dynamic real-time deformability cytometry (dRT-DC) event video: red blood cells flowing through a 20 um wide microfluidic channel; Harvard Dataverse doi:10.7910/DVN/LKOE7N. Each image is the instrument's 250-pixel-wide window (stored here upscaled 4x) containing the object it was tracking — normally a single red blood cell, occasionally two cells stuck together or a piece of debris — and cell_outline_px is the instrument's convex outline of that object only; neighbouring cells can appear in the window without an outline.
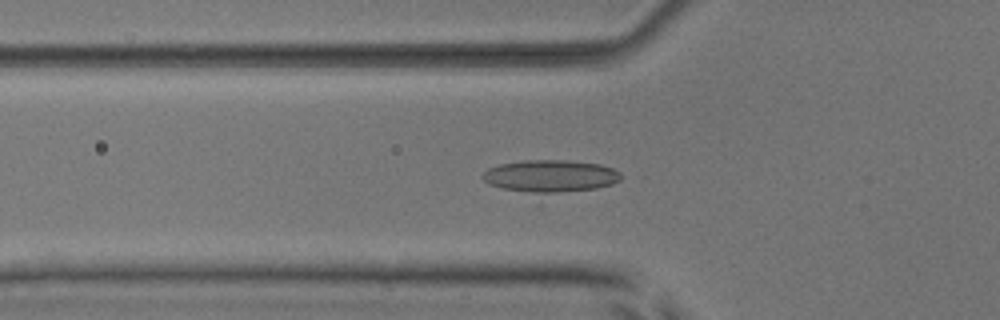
{"species": "common noctule bat (a hibernating species)", "species_latin": "Nyctalus noctula", "temperature_condition": "room temperature", "stored_images_in_passage": 54, "camera_frame_rate_fps": 3000, "um_per_image_px": 0.085, "animal": {"sex": "male", "body_mass_g": 17.9, "forearm_length_mm": 54.2}, "frame": {"image": 1, "passage_image": 19, "time_ms": 6.0, "image_size_px": [1000, 320], "cell_outline_px": [[620, 180], [612, 184], [540, 208], [488, 184], [480, 176], [488, 168], [500, 164], [524, 160], [564, 160], [600, 164], [612, 168], [620, 172]], "centroid_in_image_um": [46.68, 15.26], "position_along_channel_um": 79.1, "area_um2": 31.5}}
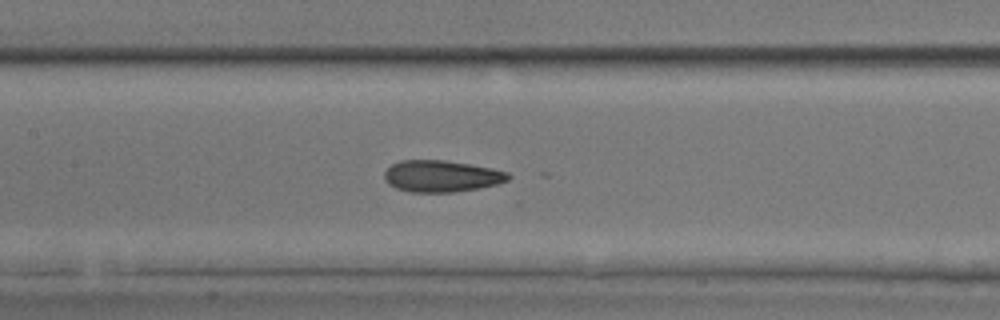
{"frame": {"image": 2, "passage_image": 26, "time_ms": 8.333, "image_size_px": [1000, 320], "cell_outline_px": [[512, 176], [508, 180], [496, 184], [480, 188], [452, 192], [408, 192], [396, 188], [388, 184], [384, 180], [384, 172], [392, 164], [400, 160], [444, 160], [492, 168], [508, 172]], "centroid_in_image_um": [37.51, 14.97], "position_along_channel_um": 169.9, "area_um2": 22.89}}
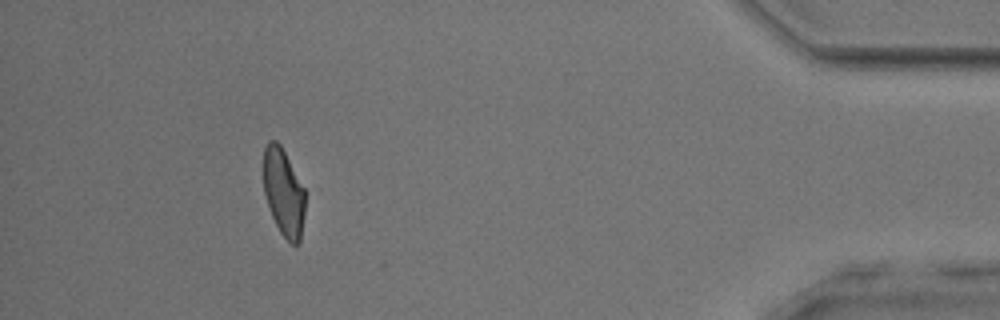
{"frame": {"image": 3, "passage_image": 49, "time_ms": 16.0, "image_size_px": [1000, 320], "cell_outline_px": [[304, 212], [300, 244], [292, 244], [280, 232], [272, 216], [264, 192], [264, 148], [268, 140], [276, 140], [280, 144], [304, 188]], "centroid_in_image_um": [24.1, 16.34], "position_along_channel_um": 411.1, "area_um2": 20.92}, "authors_computed_cell_mechanics": {"area_um2": 22.8888, "velocity_mm_per_s": 3.8739, "shape_relaxation_time_tau1_ms": null, "shape_relaxation_time_tau2_ms": 3.2749, "deformation_change_tau1": null, "deformation_change_tau2": 0.0549}}